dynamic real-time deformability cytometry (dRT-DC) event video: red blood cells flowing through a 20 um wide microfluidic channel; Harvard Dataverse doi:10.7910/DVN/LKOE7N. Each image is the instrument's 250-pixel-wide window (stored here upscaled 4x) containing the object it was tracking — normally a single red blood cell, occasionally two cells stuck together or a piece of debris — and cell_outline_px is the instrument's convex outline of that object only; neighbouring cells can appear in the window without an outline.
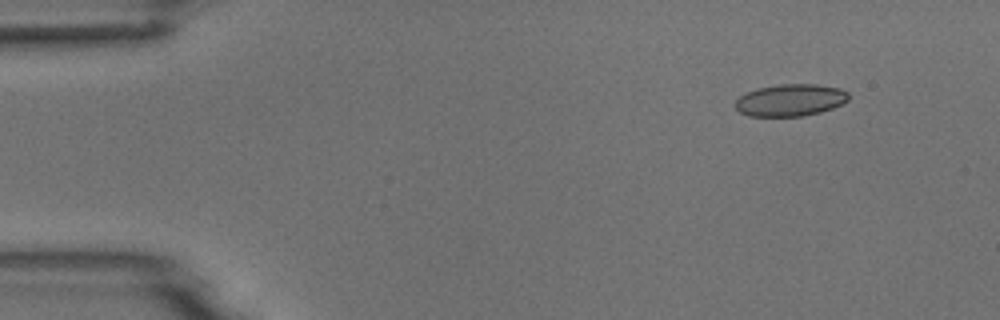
{"species": "common noctule bat (a hibernating species)", "species_latin": "Nyctalus noctula", "temperature_condition": "room temperature", "stored_images_in_passage": 3, "camera_frame_rate_fps": 3000, "um_per_image_px": 0.085, "animal": {"sex": "male", "body_mass_g": 18.8}, "frame": {"image": 1, "passage_image": 1, "time_ms": 0.0, "image_size_px": [1000, 320], "cell_outline_px": [[848, 100], [832, 108], [820, 112], [804, 116], [748, 116], [740, 112], [732, 104], [740, 96], [756, 88], [780, 84], [816, 84], [840, 88], [848, 92]], "centroid_in_image_um": [67.16, 8.51], "position_along_channel_um": 17.8, "area_um2": 21.21}}